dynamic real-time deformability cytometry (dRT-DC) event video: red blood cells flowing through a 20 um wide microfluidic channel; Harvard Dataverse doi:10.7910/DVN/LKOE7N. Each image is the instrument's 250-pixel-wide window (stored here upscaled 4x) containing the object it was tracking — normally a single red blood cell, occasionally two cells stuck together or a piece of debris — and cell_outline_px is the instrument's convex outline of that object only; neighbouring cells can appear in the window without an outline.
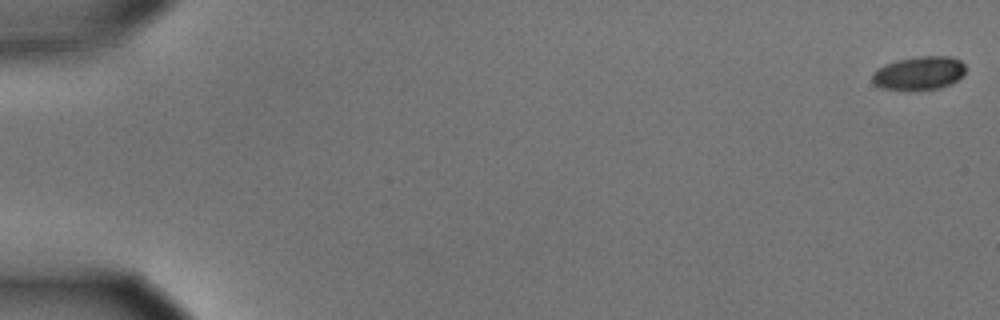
{"species": "common noctule bat (a hibernating species)", "species_latin": "Nyctalus noctula", "temperature_condition": "cold", "stored_images_in_passage": 10, "camera_frame_rate_fps": 3000, "um_per_image_px": 0.085, "animal": {"sex": "male", "body_mass_g": 15.6}, "frame": {"image": 1, "passage_image": 1, "time_ms": 0.0, "image_size_px": [1000, 320], "cell_outline_px": [[964, 76], [940, 88], [880, 88], [872, 80], [872, 72], [896, 60], [920, 56], [952, 56], [960, 60], [964, 64]], "centroid_in_image_um": [78.16, 6.18], "position_along_channel_um": 6.8, "area_um2": 17.63}}